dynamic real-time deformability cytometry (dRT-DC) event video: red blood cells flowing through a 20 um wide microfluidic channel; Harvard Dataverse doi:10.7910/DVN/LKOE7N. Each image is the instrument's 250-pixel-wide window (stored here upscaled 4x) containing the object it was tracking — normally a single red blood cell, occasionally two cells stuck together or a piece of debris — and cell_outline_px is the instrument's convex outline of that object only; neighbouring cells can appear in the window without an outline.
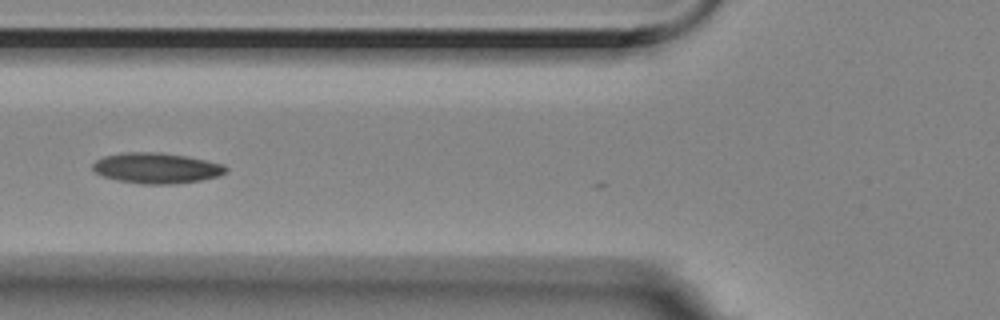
{"species": "Egyptian fruit bat (a non-hibernating species)", "species_latin": "Rousettus aegyptiacus", "temperature_condition": "room temperature", "stored_images_in_passage": 7, "camera_frame_rate_fps": 3000, "um_per_image_px": 0.085, "animal": {"sex": "female"}, "frame": {"image": 1, "passage_image": 5, "time_ms": 1.333, "image_size_px": [1000, 320], "cell_outline_px": [[228, 168], [220, 176], [200, 180], [172, 184], [144, 184], [116, 180], [104, 176], [96, 172], [92, 168], [92, 164], [96, 160], [104, 156], [124, 152], [160, 152], [184, 156], [224, 164]], "centroid_in_image_um": [13.29, 14.28], "position_along_channel_um": 112.5, "area_um2": 23.58}}
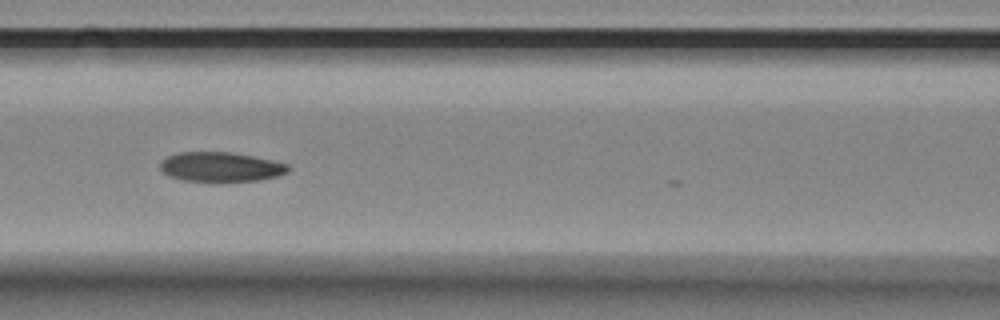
{"frame": {"image": 2, "passage_image": 6, "time_ms": 1.667, "image_size_px": [1000, 320], "cell_outline_px": [[288, 172], [280, 176], [260, 180], [216, 184], [184, 180], [168, 176], [160, 168], [160, 164], [168, 156], [180, 152], [228, 152], [252, 156], [272, 160], [288, 164]], "centroid_in_image_um": [18.78, 14.23], "position_along_channel_um": 147.8, "area_um2": 22.66}}
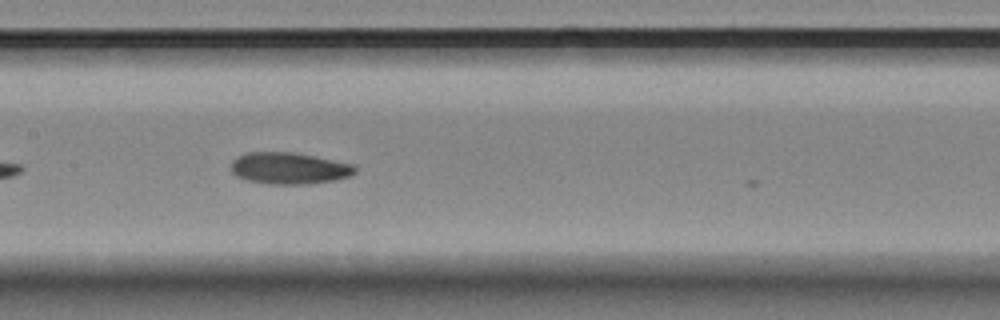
{"frame": {"image": 3, "passage_image": 7, "time_ms": 2.0, "image_size_px": [1000, 320], "cell_outline_px": [[356, 172], [348, 176], [332, 180], [308, 184], [268, 184], [248, 180], [236, 176], [232, 172], [232, 160], [236, 156], [248, 152], [292, 152], [356, 164]], "centroid_in_image_um": [24.57, 14.29], "position_along_channel_um": 182.8, "area_um2": 22.83}}